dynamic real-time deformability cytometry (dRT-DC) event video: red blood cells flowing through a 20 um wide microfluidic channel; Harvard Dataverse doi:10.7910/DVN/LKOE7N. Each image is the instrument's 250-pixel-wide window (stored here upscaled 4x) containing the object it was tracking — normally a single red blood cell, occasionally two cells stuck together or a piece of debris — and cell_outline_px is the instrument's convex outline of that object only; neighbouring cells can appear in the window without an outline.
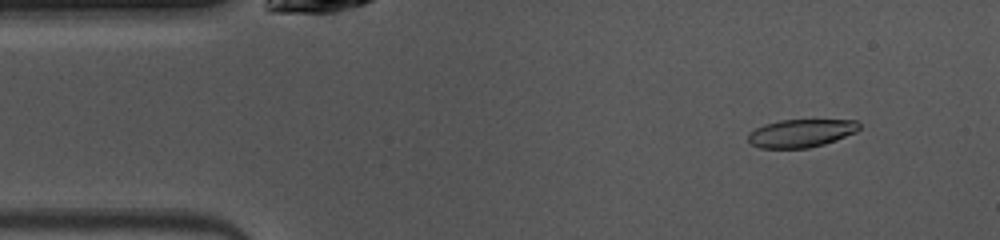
{"species": "common noctule bat (a hibernating species)", "species_latin": "Nyctalus noctula", "temperature_condition": "warm", "stored_images_in_passage": 47, "camera_frame_rate_fps": 3000, "um_per_image_px": 0.085, "animal": {"sex": "female", "body_mass_g": 10.0, "forearm_length_mm": 53.1}, "frame": {"image": 1, "passage_image": 4, "time_ms": 1.0, "image_size_px": [1000, 240], "cell_outline_px": [[860, 128], [856, 132], [824, 144], [808, 148], [760, 148], [752, 144], [748, 140], [748, 132], [764, 124], [780, 120], [856, 120], [860, 124]], "centroid_in_image_um": [68.07, 11.32], "position_along_channel_um": 16.9, "area_um2": 18.09}}
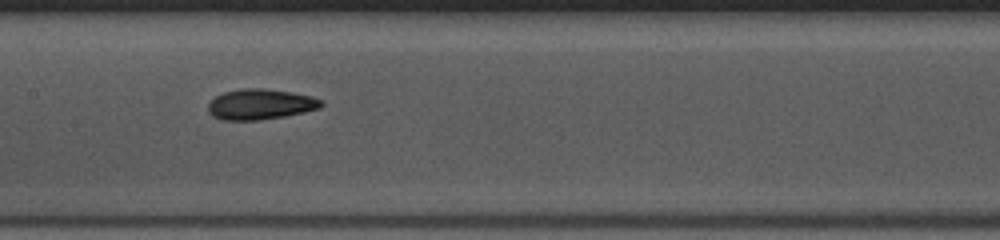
{"frame": {"image": 2, "passage_image": 21, "time_ms": 6.667, "image_size_px": [1000, 240], "cell_outline_px": [[324, 104], [320, 108], [304, 112], [284, 116], [260, 120], [224, 120], [212, 116], [208, 112], [208, 104], [216, 96], [224, 92], [244, 88], [264, 88], [292, 92], [312, 96], [324, 100]], "centroid_in_image_um": [22.16, 8.86], "position_along_channel_um": 185.2, "area_um2": 20.23}}
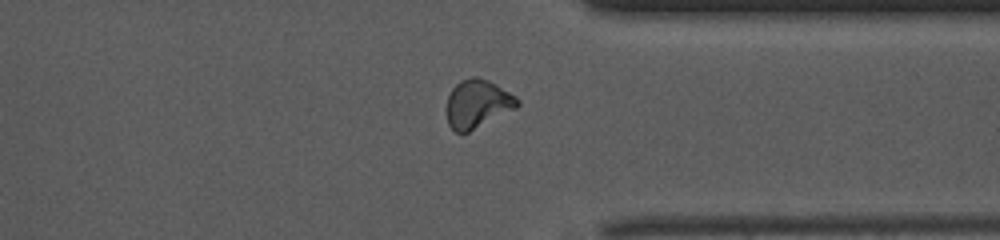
{"frame": {"image": 3, "passage_image": 35, "time_ms": 11.333, "image_size_px": [1000, 240], "cell_outline_px": [[520, 104], [516, 108], [468, 132], [456, 132], [448, 124], [448, 96], [452, 88], [460, 80], [472, 76], [476, 76], [488, 80], [496, 84], [516, 96], [520, 100]], "centroid_in_image_um": [40.61, 8.8], "position_along_channel_um": 370.8, "area_um2": 19.71}, "authors_computed_cell_mechanics": {"area_um2": 19.2474, "velocity_mm_per_s": 4.0611, "shape_relaxation_time_tau1_ms": 3.8012, "shape_relaxation_time_tau2_ms": 2.463, "deformation_change_tau1": 0.1598, "deformation_change_tau2": 0.091}}